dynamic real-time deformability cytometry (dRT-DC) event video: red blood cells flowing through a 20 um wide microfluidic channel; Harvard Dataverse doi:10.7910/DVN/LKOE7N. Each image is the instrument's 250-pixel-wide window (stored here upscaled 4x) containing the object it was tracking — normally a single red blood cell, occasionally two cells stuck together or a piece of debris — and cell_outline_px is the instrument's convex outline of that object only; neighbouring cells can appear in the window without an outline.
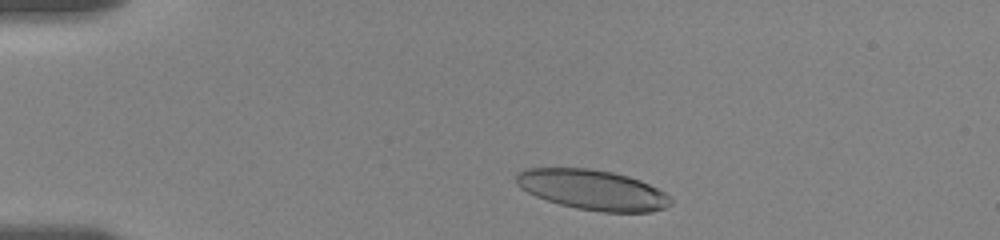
{"species": "human", "species_latin": "Homo sapiens", "temperature_condition": "room temperature", "stored_images_in_passage": 23, "camera_frame_rate_fps": 3000, "um_per_image_px": 0.085, "donor": {"sex": "female"}, "frame": {"image": 1, "passage_image": 6, "time_ms": 1.0, "image_size_px": [1000, 240], "cell_outline_px": [[672, 204], [664, 208], [652, 212], [604, 212], [576, 208], [560, 204], [536, 196], [520, 188], [516, 184], [516, 172], [524, 168], [588, 168], [612, 172], [628, 176], [640, 180], [664, 192], [672, 200]], "centroid_in_image_um": [50.35, 16.13], "position_along_channel_um": 34.6, "area_um2": 36.07}}
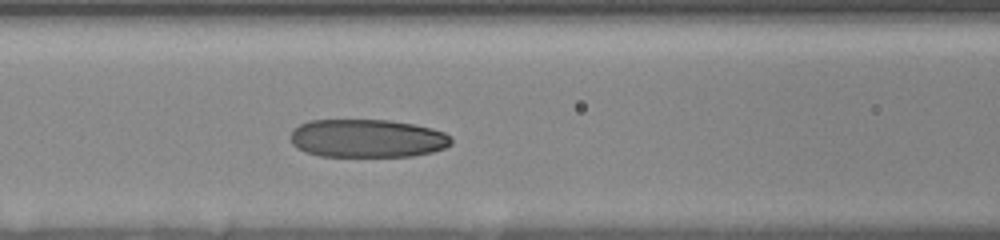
{"frame": {"image": 2, "passage_image": 19, "time_ms": 5.333, "image_size_px": [1000, 240], "cell_outline_px": [[452, 144], [444, 148], [432, 152], [412, 156], [320, 156], [304, 152], [296, 148], [292, 144], [292, 132], [300, 124], [308, 120], [388, 120], [412, 124], [432, 128], [444, 132], [452, 140]], "centroid_in_image_um": [31.21, 11.76], "position_along_channel_um": 135.4, "area_um2": 35.78}}
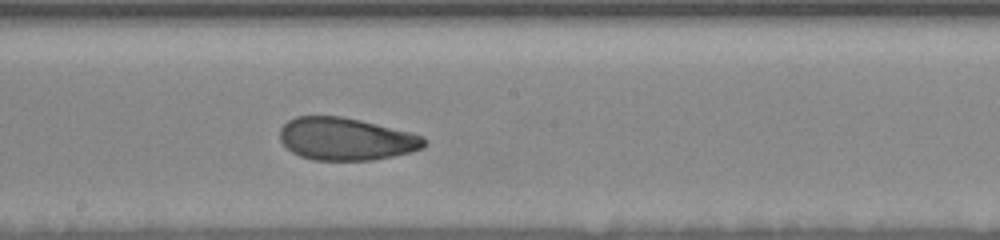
{"frame": {"image": 3, "passage_image": 23, "time_ms": 7.667, "image_size_px": [1000, 240], "cell_outline_px": [[428, 144], [424, 148], [392, 156], [372, 160], [312, 160], [300, 156], [292, 152], [280, 140], [280, 128], [288, 120], [296, 116], [340, 116], [360, 120], [412, 132], [424, 136], [428, 140]], "centroid_in_image_um": [29.44, 11.81], "position_along_channel_um": 218.8, "area_um2": 35.95}}